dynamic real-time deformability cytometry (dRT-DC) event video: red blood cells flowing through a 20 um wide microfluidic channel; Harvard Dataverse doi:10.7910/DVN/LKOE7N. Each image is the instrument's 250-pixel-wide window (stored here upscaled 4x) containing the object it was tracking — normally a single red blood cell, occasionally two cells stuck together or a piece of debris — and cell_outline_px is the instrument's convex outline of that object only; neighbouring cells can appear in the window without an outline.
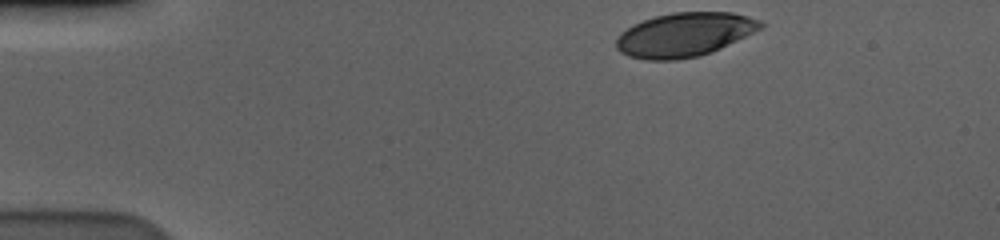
{"species": "human", "species_latin": "Homo sapiens", "temperature_condition": "cold", "stored_images_in_passage": 40, "camera_frame_rate_fps": 3000, "um_per_image_px": 0.085, "donor": {"sex": "male"}, "frame": {"image": 1, "passage_image": 1, "time_ms": 0.0, "image_size_px": [1000, 240], "cell_outline_px": [[764, 28], [712, 52], [700, 56], [676, 60], [644, 60], [628, 56], [620, 52], [616, 48], [616, 40], [632, 24], [656, 16], [672, 12], [732, 12], [748, 16], [760, 20], [764, 24]], "centroid_in_image_um": [58.21, 2.95], "position_along_channel_um": 26.8, "area_um2": 37.11}}
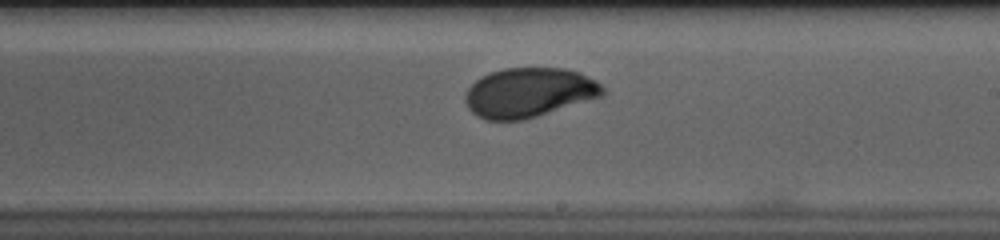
{"frame": {"image": 2, "passage_image": 26, "time_ms": 8.333, "image_size_px": [1000, 240], "cell_outline_px": [[608, 92], [600, 96], [524, 120], [484, 120], [476, 116], [468, 108], [464, 100], [464, 96], [468, 88], [480, 76], [488, 72], [504, 68], [564, 68], [580, 72], [596, 80]], "centroid_in_image_um": [44.92, 7.86], "position_along_channel_um": 244.1, "area_um2": 39.77}}
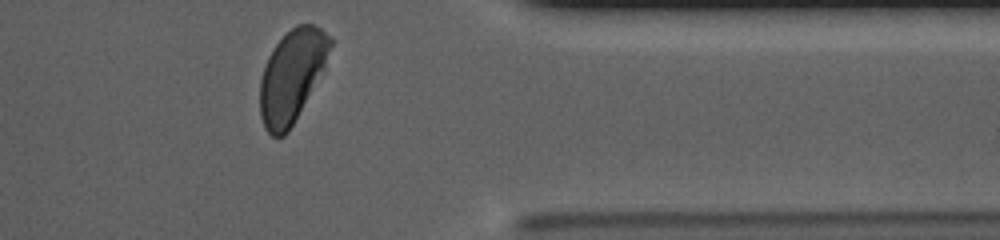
{"frame": {"image": 3, "passage_image": 39, "time_ms": 12.667, "image_size_px": [1000, 240], "cell_outline_px": [[336, 40], [324, 68], [288, 132], [284, 136], [272, 136], [264, 128], [260, 116], [260, 80], [268, 56], [276, 44], [296, 24], [312, 24], [320, 28]], "centroid_in_image_um": [24.83, 6.43], "position_along_channel_um": 386.6, "area_um2": 37.57}, "authors_computed_cell_mechanics": {"area_um2": 39.304, "velocity_mm_per_s": 3.5658, "shape_relaxation_time_tau1_ms": 3.0849, "shape_relaxation_time_tau2_ms": null, "deformation_change_tau1": 0.1448, "deformation_change_tau2": null}}